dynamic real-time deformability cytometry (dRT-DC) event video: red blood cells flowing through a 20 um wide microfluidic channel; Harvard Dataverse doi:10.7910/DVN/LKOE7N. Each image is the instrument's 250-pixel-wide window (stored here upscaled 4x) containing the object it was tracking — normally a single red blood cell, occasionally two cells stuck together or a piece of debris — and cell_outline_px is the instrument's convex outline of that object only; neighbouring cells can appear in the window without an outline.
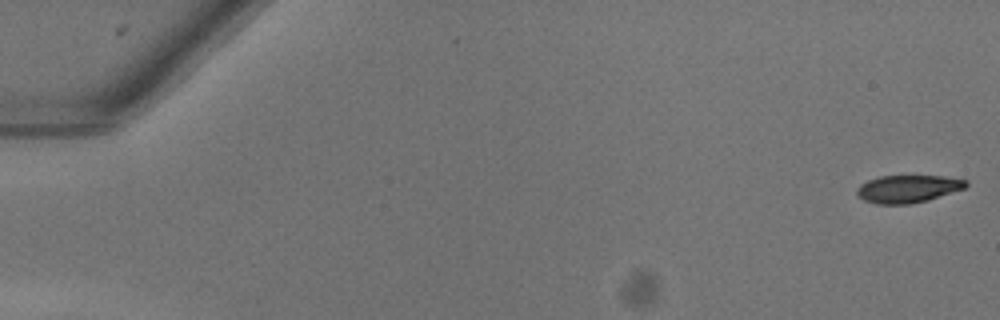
{"species": "common noctule bat (a hibernating species)", "species_latin": "Nyctalus noctula", "temperature_condition": "warm", "stored_images_in_passage": 52, "camera_frame_rate_fps": 3000, "um_per_image_px": 0.085, "animal": {"sex": "female"}, "frame": {"image": 1, "passage_image": 1, "time_ms": 0.0, "image_size_px": [1000, 320], "cell_outline_px": [[968, 184], [964, 188], [928, 200], [912, 204], [876, 204], [864, 200], [856, 192], [856, 188], [860, 184], [868, 180], [880, 176], [940, 176], [968, 180]], "centroid_in_image_um": [77.15, 16.05], "position_along_channel_um": 7.8, "area_um2": 17.46}}
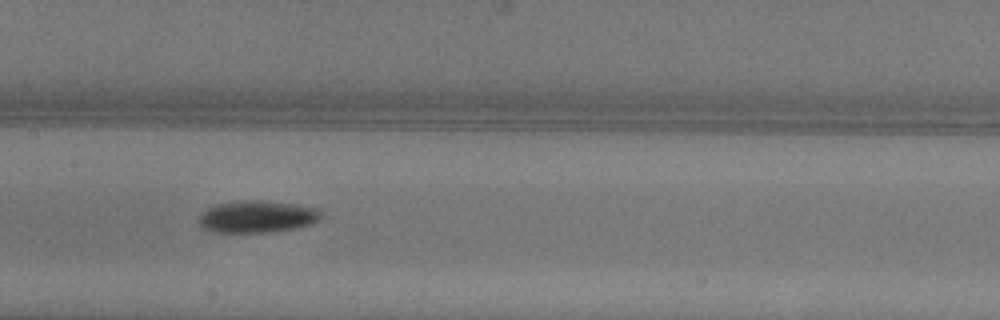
{"frame": {"image": 2, "passage_image": 27, "time_ms": 8.667, "image_size_px": [1000, 320], "cell_outline_px": [[320, 216], [312, 224], [292, 228], [268, 232], [212, 232], [204, 228], [200, 224], [200, 216], [208, 208], [216, 204], [244, 200], [256, 200], [296, 204], [316, 208], [320, 212]], "centroid_in_image_um": [21.84, 18.41], "position_along_channel_um": 185.6, "area_um2": 22.37}}
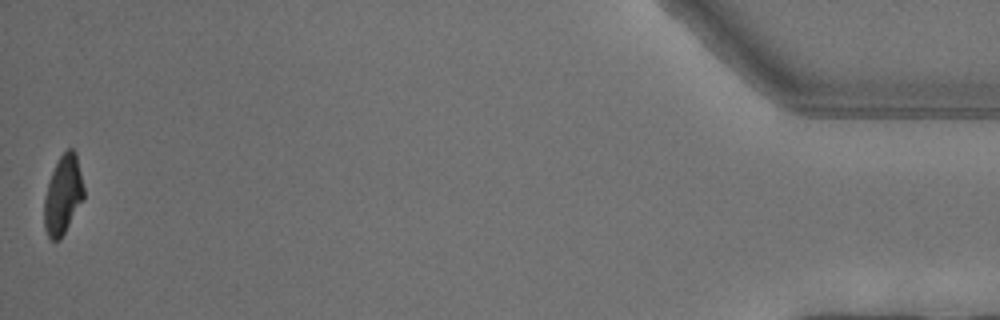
{"frame": {"image": 3, "passage_image": 52, "time_ms": 17.0, "image_size_px": [1000, 320], "cell_outline_px": [[84, 200], [60, 240], [52, 240], [48, 236], [44, 228], [44, 196], [52, 172], [60, 156], [68, 148], [72, 148], [76, 152], [84, 188]], "centroid_in_image_um": [5.36, 16.58], "position_along_channel_um": 429.8, "area_um2": 18.26}, "authors_computed_cell_mechanics": {"area_um2": 20.1144, "velocity_mm_per_s": 4.0561, "shape_relaxation_time_tau1_ms": 4.7978, "shape_relaxation_time_tau2_ms": null, "deformation_change_tau1": 0.1775, "deformation_change_tau2": null}}